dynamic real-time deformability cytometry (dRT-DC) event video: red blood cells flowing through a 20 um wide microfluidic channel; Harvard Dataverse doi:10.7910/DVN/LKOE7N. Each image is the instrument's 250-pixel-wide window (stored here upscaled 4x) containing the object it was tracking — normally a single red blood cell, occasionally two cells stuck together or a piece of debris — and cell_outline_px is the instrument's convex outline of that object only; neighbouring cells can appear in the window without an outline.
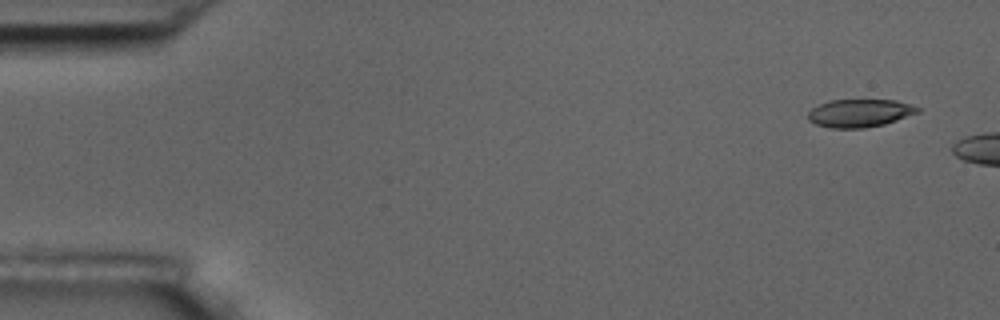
{"species": "common noctule bat (a hibernating species)", "species_latin": "Nyctalus noctula", "temperature_condition": "room temperature", "stored_images_in_passage": 2, "camera_frame_rate_fps": 3000, "um_per_image_px": 0.085, "animal": {"sex": "male", "body_mass_g": 17.5, "forearm_length_mm": 52.3}, "frame": {"image": 1, "passage_image": 1, "time_ms": 0.0, "image_size_px": [1000, 320], "cell_outline_px": [[920, 112], [884, 124], [864, 128], [828, 128], [816, 124], [808, 120], [808, 112], [812, 108], [828, 100], [896, 100], [912, 104], [920, 108]], "centroid_in_image_um": [73.07, 9.61], "position_along_channel_um": 11.9, "area_um2": 17.92}}